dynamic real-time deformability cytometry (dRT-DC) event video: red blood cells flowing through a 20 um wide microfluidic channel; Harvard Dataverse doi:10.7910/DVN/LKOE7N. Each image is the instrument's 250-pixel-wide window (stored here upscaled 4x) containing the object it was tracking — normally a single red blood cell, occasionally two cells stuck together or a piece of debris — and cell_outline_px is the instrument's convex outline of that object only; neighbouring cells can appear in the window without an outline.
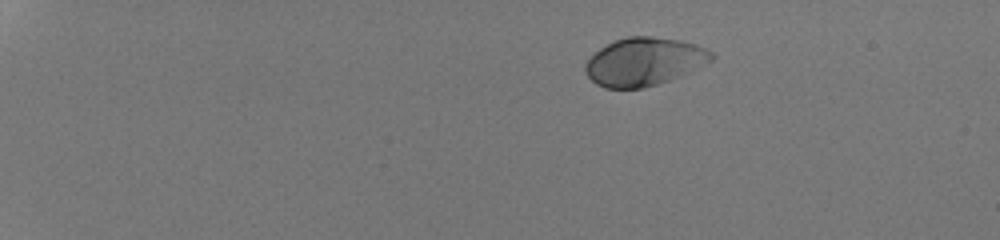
{"species": "human", "species_latin": "Homo sapiens", "temperature_condition": "room temperature", "stored_images_in_passage": 43, "camera_frame_rate_fps": 3000, "um_per_image_px": 0.085, "donor": {"sex": "male"}, "frame": {"image": 1, "passage_image": 1, "time_ms": 0.0, "image_size_px": [1000, 240], "cell_outline_px": [[716, 56], [712, 60], [668, 80], [656, 84], [640, 88], [604, 88], [596, 84], [588, 76], [584, 68], [584, 64], [600, 48], [616, 40], [628, 36], [652, 36], [680, 40], [696, 44], [712, 52]], "centroid_in_image_um": [54.73, 5.23], "position_along_channel_um": 30.3, "area_um2": 34.8}}
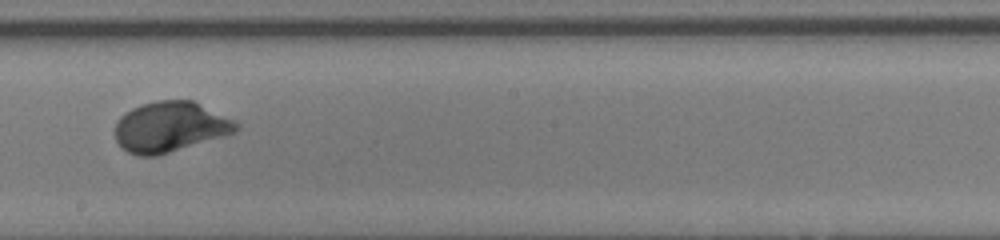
{"frame": {"image": 2, "passage_image": 25, "time_ms": 8.0, "image_size_px": [1000, 240], "cell_outline_px": [[240, 128], [236, 132], [224, 136], [156, 156], [140, 156], [128, 152], [120, 148], [116, 140], [116, 120], [124, 112], [140, 104], [156, 100], [192, 100], [236, 120], [240, 124]], "centroid_in_image_um": [14.46, 10.78], "position_along_channel_um": 233.7, "area_um2": 35.84}}
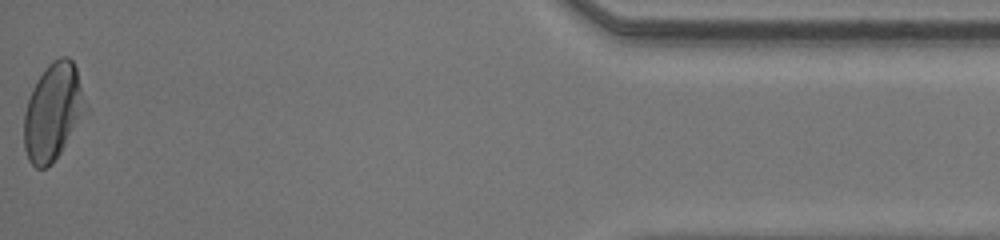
{"frame": {"image": 3, "passage_image": 43, "time_ms": 14.0, "image_size_px": [1000, 240], "cell_outline_px": [[88, 112], [52, 164], [44, 168], [36, 168], [28, 160], [24, 148], [24, 112], [32, 88], [36, 80], [44, 68], [52, 60], [60, 56], [68, 56], [72, 60], [76, 68], [88, 108]], "centroid_in_image_um": [4.52, 9.49], "position_along_channel_um": 430.7, "area_um2": 35.2}, "authors_computed_cell_mechanics": {"area_um2": 34.7378, "velocity_mm_per_s": 4.2747, "shape_relaxation_time_tau1_ms": 2.0203, "shape_relaxation_time_tau2_ms": null, "deformation_change_tau1": 0.1535, "deformation_change_tau2": null}}